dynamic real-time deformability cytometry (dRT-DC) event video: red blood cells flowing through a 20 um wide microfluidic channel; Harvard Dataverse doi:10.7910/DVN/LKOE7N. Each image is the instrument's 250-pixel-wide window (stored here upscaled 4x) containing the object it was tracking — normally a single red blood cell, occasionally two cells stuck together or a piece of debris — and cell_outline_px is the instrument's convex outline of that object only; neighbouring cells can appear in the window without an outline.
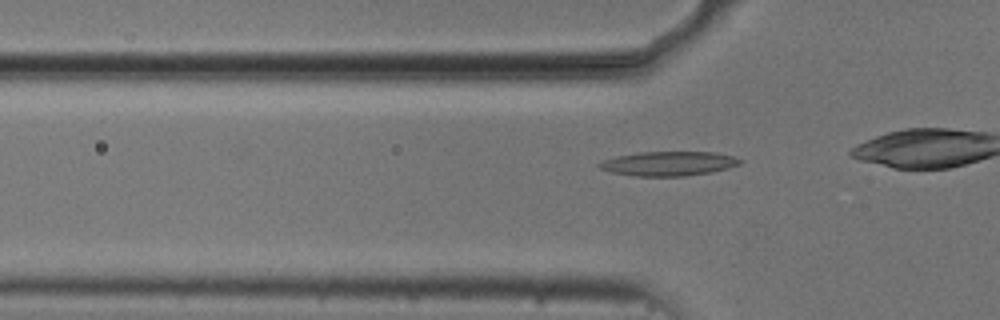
{"species": "common noctule bat (a hibernating species)", "species_latin": "Nyctalus noctula", "temperature_condition": "cold", "stored_images_in_passage": 39, "camera_frame_rate_fps": 3000, "um_per_image_px": 0.085, "animal": {"sex": "male", "body_mass_g": 20.5, "forearm_length_mm": 52.5}, "frame": {"image": 1, "passage_image": 14, "time_ms": 4.333, "image_size_px": [1000, 320], "cell_outline_px": [[744, 160], [740, 164], [728, 168], [712, 172], [684, 176], [636, 176], [612, 172], [600, 168], [596, 164], [604, 160], [616, 156], [640, 152], [716, 152], [732, 156]], "centroid_in_image_um": [56.85, 13.9], "position_along_channel_um": 68.9, "area_um2": 19.94}}
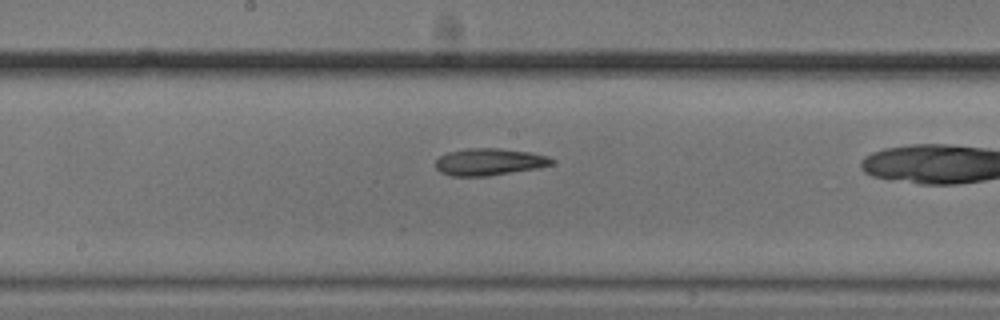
{"frame": {"image": 2, "passage_image": 25, "time_ms": 8.0, "image_size_px": [1000, 320], "cell_outline_px": [[556, 160], [552, 164], [540, 168], [488, 176], [452, 176], [440, 172], [436, 168], [436, 160], [440, 156], [448, 152], [468, 148], [500, 148], [532, 152], [548, 156]], "centroid_in_image_um": [41.62, 13.76], "position_along_channel_um": 206.6, "area_um2": 18.5}}
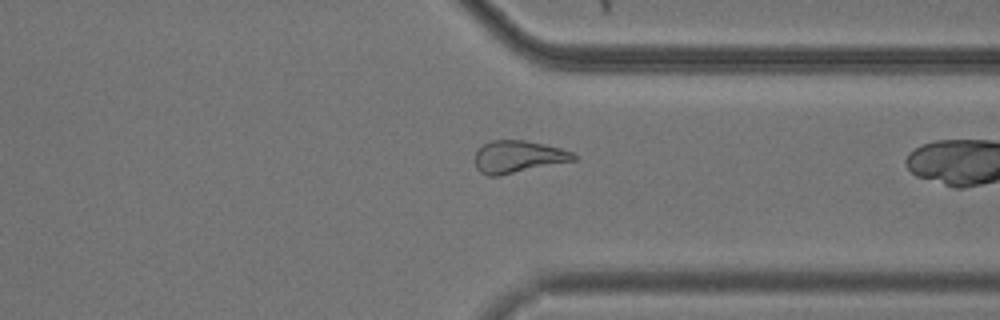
{"frame": {"image": 3, "passage_image": 38, "time_ms": 12.333, "image_size_px": [1000, 320], "cell_outline_px": [[576, 160], [500, 176], [488, 176], [480, 172], [476, 168], [476, 152], [484, 144], [492, 140], [524, 140], [544, 144], [560, 148], [572, 152], [576, 156]], "centroid_in_image_um": [44.04, 13.33], "position_along_channel_um": 367.4, "area_um2": 18.5}}